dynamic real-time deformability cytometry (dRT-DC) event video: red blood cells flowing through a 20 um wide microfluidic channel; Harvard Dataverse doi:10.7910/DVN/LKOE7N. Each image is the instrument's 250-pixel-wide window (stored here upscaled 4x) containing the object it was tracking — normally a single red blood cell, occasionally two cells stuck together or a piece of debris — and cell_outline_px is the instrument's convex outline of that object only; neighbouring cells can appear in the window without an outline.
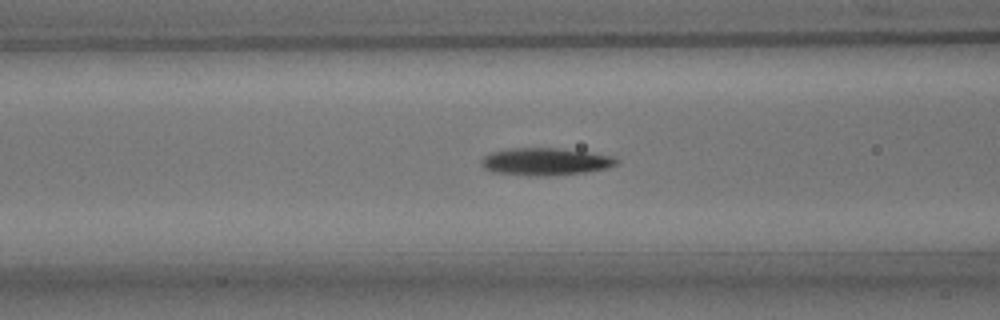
{"species": "common noctule bat (a hibernating species)", "species_latin": "Nyctalus noctula", "temperature_condition": "room temperature", "stored_images_in_passage": 37, "camera_frame_rate_fps": 3000, "um_per_image_px": 0.085, "animal": {"sex": "male", "body_mass_g": 15.6}, "frame": {"image": 1, "passage_image": 8, "time_ms": 2.333, "image_size_px": [1000, 320], "cell_outline_px": [[620, 160], [616, 164], [608, 168], [584, 172], [552, 176], [528, 176], [492, 172], [484, 168], [480, 164], [480, 160], [484, 156], [492, 152], [508, 148], [556, 148], [588, 152], [612, 156]], "centroid_in_image_um": [46.32, 13.74], "position_along_channel_um": 120.3, "area_um2": 21.73}}
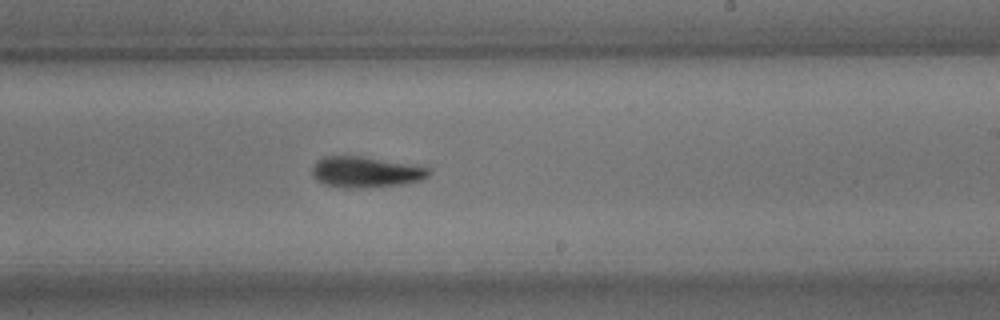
{"frame": {"image": 2, "passage_image": 19, "time_ms": 6.0, "image_size_px": [1000, 320], "cell_outline_px": [[432, 172], [428, 176], [420, 180], [404, 184], [364, 188], [344, 188], [324, 184], [316, 180], [312, 176], [312, 168], [316, 160], [324, 156], [364, 156], [432, 168]], "centroid_in_image_um": [31.08, 14.62], "position_along_channel_um": 257.9, "area_um2": 21.27}}
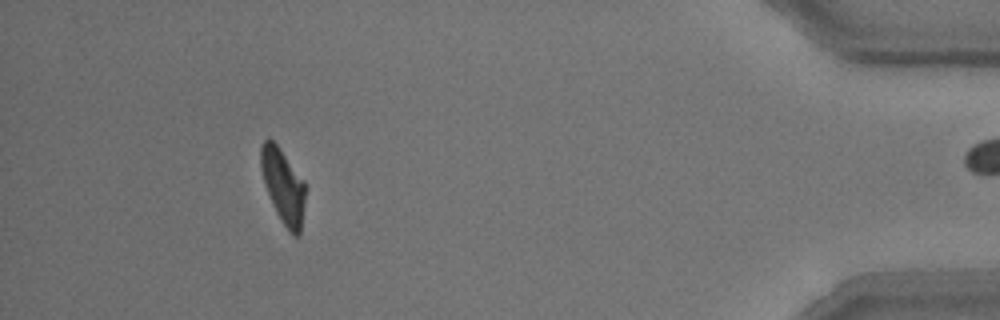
{"frame": {"image": 3, "passage_image": 36, "time_ms": 11.667, "image_size_px": [1000, 320], "cell_outline_px": [[304, 200], [300, 236], [292, 236], [288, 232], [276, 212], [272, 204], [264, 184], [260, 168], [260, 148], [264, 140], [268, 136], [276, 144], [304, 180]], "centroid_in_image_um": [24.04, 15.82], "position_along_channel_um": 411.2, "area_um2": 19.25}}